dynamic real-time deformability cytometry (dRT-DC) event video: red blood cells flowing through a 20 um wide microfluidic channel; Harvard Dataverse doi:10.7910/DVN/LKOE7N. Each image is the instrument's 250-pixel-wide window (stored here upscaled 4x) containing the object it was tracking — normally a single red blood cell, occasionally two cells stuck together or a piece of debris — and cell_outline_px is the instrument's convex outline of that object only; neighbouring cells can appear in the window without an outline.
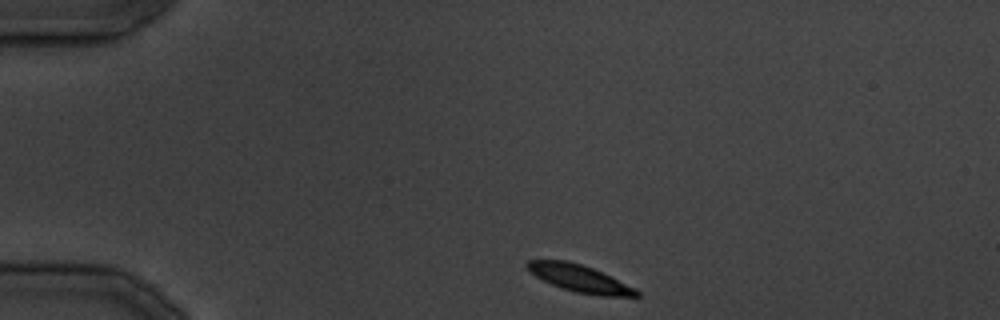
{"species": "common noctule bat (a hibernating species)", "species_latin": "Nyctalus noctula", "temperature_condition": "cold", "stored_images_in_passage": 19, "camera_frame_rate_fps": 3000, "um_per_image_px": 0.085, "animal": {"sex": "male", "body_mass_g": 19.5, "forearm_length_mm": 54.6}, "frame": {"image": 1, "passage_image": 1, "time_ms": 0.0, "image_size_px": [1000, 320], "cell_outline_px": [[640, 296], [600, 296], [576, 292], [552, 284], [536, 276], [524, 264], [528, 260], [568, 260], [592, 268], [636, 288], [640, 292]], "centroid_in_image_um": [49.29, 23.66], "position_along_channel_um": 35.7, "area_um2": 16.99}}